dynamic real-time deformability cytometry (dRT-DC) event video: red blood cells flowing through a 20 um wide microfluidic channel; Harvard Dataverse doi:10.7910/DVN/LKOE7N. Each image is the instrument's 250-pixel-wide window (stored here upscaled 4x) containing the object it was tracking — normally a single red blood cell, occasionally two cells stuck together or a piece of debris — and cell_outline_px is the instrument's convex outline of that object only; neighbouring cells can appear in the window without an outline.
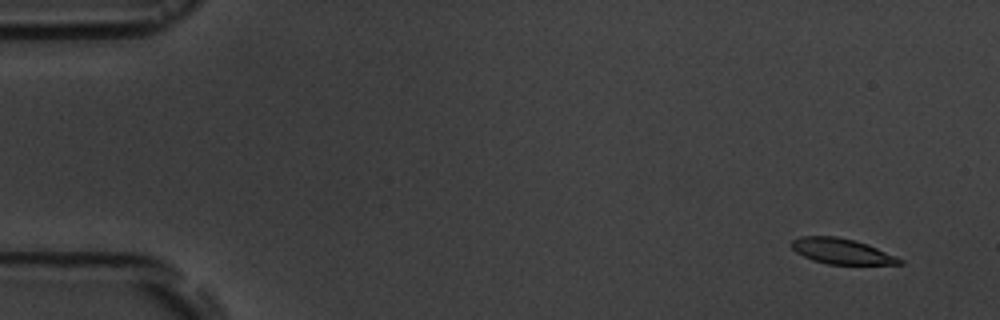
{"species": "common noctule bat (a hibernating species)", "species_latin": "Nyctalus noctula", "temperature_condition": "room temperature", "stored_images_in_passage": 6, "camera_frame_rate_fps": 3000, "um_per_image_px": 0.085, "animal": {"sex": "male", "body_mass_g": 19.5, "forearm_length_mm": 54.6}, "frame": {"image": 1, "passage_image": 1, "time_ms": 0.0, "image_size_px": [1000, 320], "cell_outline_px": [[904, 264], [828, 264], [812, 260], [796, 252], [792, 248], [792, 240], [800, 236], [836, 236], [856, 240], [868, 244], [896, 256], [904, 260]], "centroid_in_image_um": [71.56, 21.35], "position_along_channel_um": 13.4, "area_um2": 16.07}}
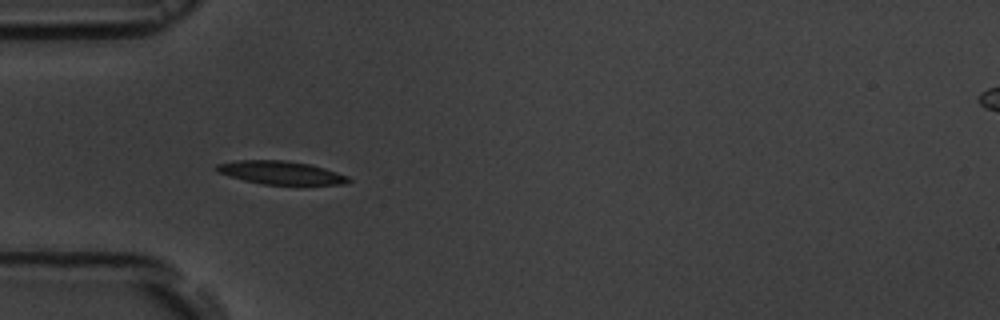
{"frame": {"image": 2, "passage_image": 5, "time_ms": 4.667, "image_size_px": [1000, 320], "cell_outline_px": [[352, 180], [344, 184], [264, 184], [244, 180], [228, 176], [216, 172], [212, 168], [216, 164], [236, 160], [284, 160], [308, 164], [324, 168], [348, 176]], "centroid_in_image_um": [23.79, 14.67], "position_along_channel_um": 61.2, "area_um2": 17.8}}
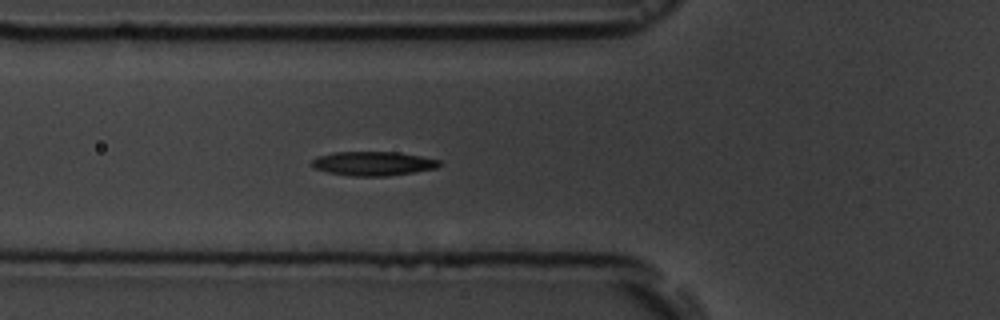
{"frame": {"image": 3, "passage_image": 6, "time_ms": 5.667, "image_size_px": [1000, 320], "cell_outline_px": [[444, 164], [436, 168], [416, 172], [388, 176], [352, 176], [328, 172], [316, 168], [312, 164], [312, 160], [320, 156], [332, 152], [400, 152], [440, 160]], "centroid_in_image_um": [31.79, 13.9], "position_along_channel_um": 94.0, "area_um2": 17.92}}